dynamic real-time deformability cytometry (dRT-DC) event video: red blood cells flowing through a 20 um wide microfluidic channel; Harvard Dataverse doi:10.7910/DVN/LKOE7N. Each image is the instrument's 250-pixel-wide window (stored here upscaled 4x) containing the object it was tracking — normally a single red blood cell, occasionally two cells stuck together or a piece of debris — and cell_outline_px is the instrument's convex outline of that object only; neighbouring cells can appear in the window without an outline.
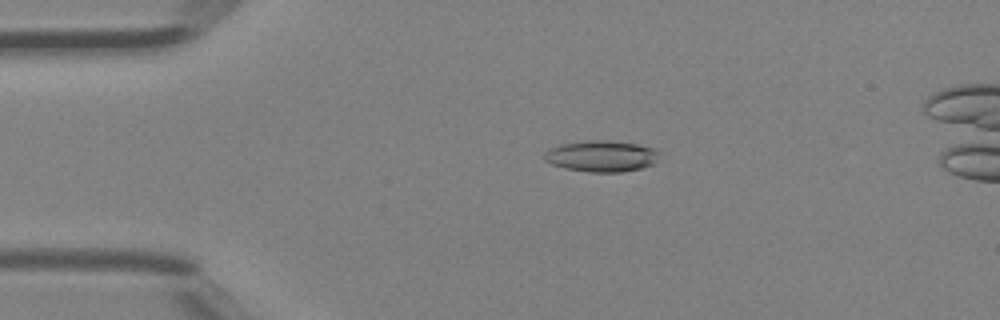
{"species": "Egyptian fruit bat (a non-hibernating species)", "species_latin": "Rousettus aegyptiacus", "temperature_condition": "room temperature", "stored_images_in_passage": 46, "camera_frame_rate_fps": 3000, "um_per_image_px": 0.085, "animal": {"sex": "female"}, "frame": {"image": 1, "passage_image": 9, "time_ms": 2.667, "image_size_px": [1000, 320], "cell_outline_px": [[660, 152], [656, 164], [640, 168], [620, 172], [588, 172], [564, 168], [552, 164], [544, 160], [544, 152], [548, 148], [560, 144], [584, 140], [608, 140], [636, 144], [652, 148]], "centroid_in_image_um": [51.1, 13.27], "position_along_channel_um": 33.9, "area_um2": 21.15}}
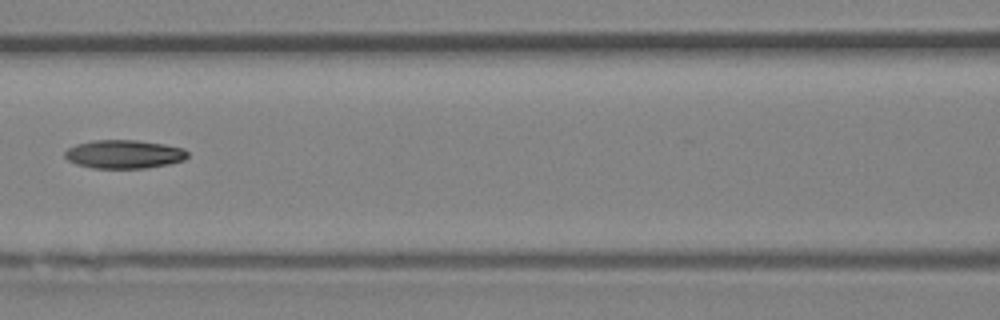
{"frame": {"image": 2, "passage_image": 20, "time_ms": 6.333, "image_size_px": [1000, 320], "cell_outline_px": [[188, 156], [184, 160], [168, 164], [148, 168], [92, 168], [76, 164], [68, 160], [64, 156], [64, 152], [68, 148], [76, 144], [92, 140], [136, 140], [164, 144], [184, 148], [188, 152]], "centroid_in_image_um": [10.54, 13.1], "position_along_channel_um": 156.1, "area_um2": 20.52}}
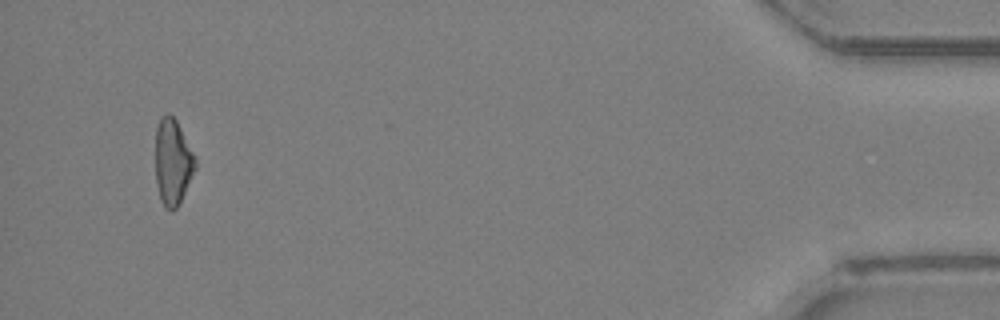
{"frame": {"image": 3, "passage_image": 43, "time_ms": 14.0, "image_size_px": [1000, 320], "cell_outline_px": [[196, 168], [176, 208], [172, 212], [164, 208], [160, 200], [156, 184], [156, 128], [160, 116], [168, 112], [176, 120], [196, 156]], "centroid_in_image_um": [14.67, 13.76], "position_along_channel_um": 420.5, "area_um2": 20.06}}